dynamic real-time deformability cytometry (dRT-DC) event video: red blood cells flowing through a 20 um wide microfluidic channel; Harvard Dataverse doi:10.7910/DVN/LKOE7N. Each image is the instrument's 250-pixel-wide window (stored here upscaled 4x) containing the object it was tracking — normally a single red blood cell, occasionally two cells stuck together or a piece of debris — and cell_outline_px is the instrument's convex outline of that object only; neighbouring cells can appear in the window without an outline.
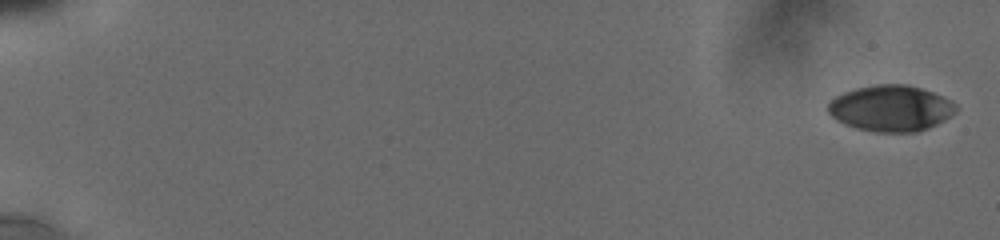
{"species": "human", "species_latin": "Homo sapiens", "temperature_condition": "cold", "stored_images_in_passage": 22, "camera_frame_rate_fps": 3000, "um_per_image_px": 0.085, "donor": {"sex": "male"}, "frame": {"image": 1, "passage_image": 1, "time_ms": 0.0, "image_size_px": [1000, 240], "cell_outline_px": [[960, 108], [952, 116], [928, 128], [916, 132], [876, 132], [856, 128], [844, 124], [836, 120], [828, 112], [828, 104], [836, 96], [844, 92], [856, 88], [876, 84], [908, 84], [932, 92], [952, 100]], "centroid_in_image_um": [75.75, 9.2], "position_along_channel_um": 9.2, "area_um2": 34.51}}
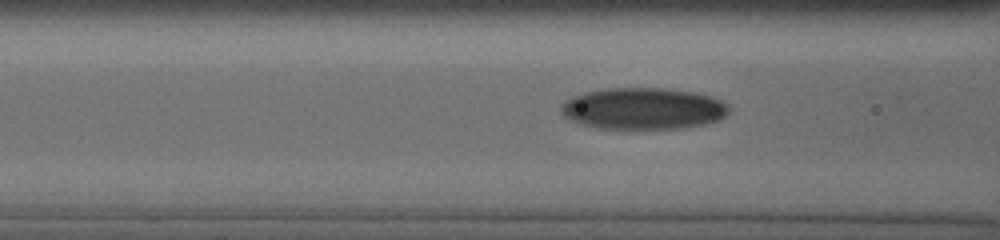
{"frame": {"image": 2, "passage_image": 13, "time_ms": 8.0, "image_size_px": [1000, 240], "cell_outline_px": [[728, 112], [720, 120], [704, 124], [684, 128], [600, 128], [584, 124], [572, 120], [564, 116], [560, 112], [560, 104], [564, 100], [572, 96], [584, 92], [608, 88], [668, 88], [696, 92], [712, 96], [728, 104]], "centroid_in_image_um": [54.68, 9.21], "position_along_channel_um": 111.9, "area_um2": 40.81}}
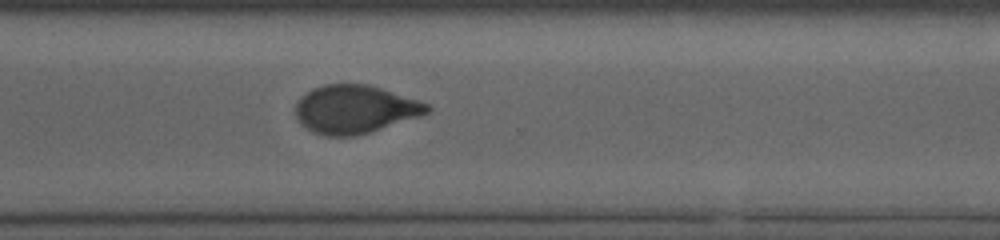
{"frame": {"image": 3, "passage_image": 22, "time_ms": 14.0, "image_size_px": [1000, 240], "cell_outline_px": [[432, 108], [428, 112], [356, 136], [324, 136], [312, 132], [300, 124], [296, 116], [296, 104], [300, 96], [312, 88], [324, 84], [368, 84], [428, 104]], "centroid_in_image_um": [30.07, 9.28], "position_along_channel_um": 340.5, "area_um2": 36.47}}